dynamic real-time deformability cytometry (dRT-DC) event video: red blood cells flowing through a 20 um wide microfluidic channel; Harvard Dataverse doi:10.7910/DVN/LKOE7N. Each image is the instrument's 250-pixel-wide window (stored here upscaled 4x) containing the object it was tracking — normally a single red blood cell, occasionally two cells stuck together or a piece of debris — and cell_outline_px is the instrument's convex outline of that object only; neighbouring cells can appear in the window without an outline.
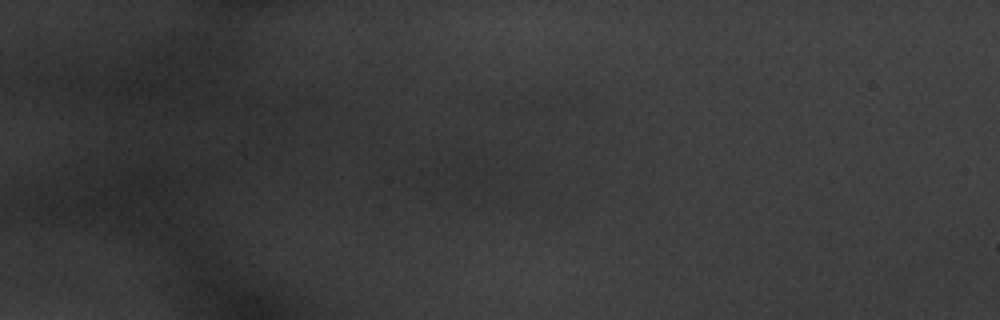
{"species": "common noctule bat (a hibernating species)", "species_latin": "Nyctalus noctula", "temperature_condition": "warm", "stored_images_in_passage": 3, "camera_frame_rate_fps": 3000, "um_per_image_px": 0.085, "animal": {"sex": "male", "body_mass_g": 20.1, "forearm_length_mm": 53.5}, "frame": {"image": 1, "passage_image": 1, "time_ms": 0.0, "image_size_px": [1000, 320], "cell_outline_px": [[528, 168], [504, 192], [460, 188], [436, 184], [424, 172], [424, 160], [436, 156], [476, 148], [524, 164]], "centroid_in_image_um": [40.28, 14.49], "position_along_channel_um": 44.7, "area_um2": 22.77}}